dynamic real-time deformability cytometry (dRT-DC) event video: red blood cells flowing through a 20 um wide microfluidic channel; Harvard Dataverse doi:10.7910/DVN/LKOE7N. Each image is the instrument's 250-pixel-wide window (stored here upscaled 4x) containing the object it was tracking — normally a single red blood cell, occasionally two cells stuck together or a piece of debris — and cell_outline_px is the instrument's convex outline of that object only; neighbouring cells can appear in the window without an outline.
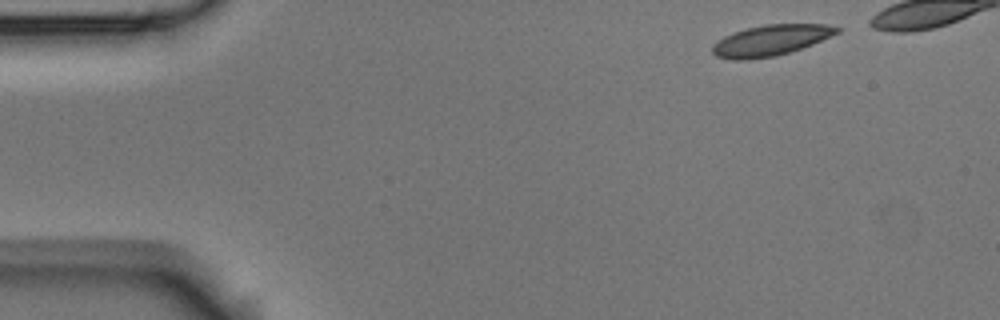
{"species": "Egyptian fruit bat (a non-hibernating species)", "species_latin": "Rousettus aegyptiacus", "temperature_condition": "room temperature", "stored_images_in_passage": 8, "camera_frame_rate_fps": 3000, "um_per_image_px": 0.085, "animal": {"sex": "male"}, "frame": {"image": 1, "passage_image": 1, "time_ms": 0.0, "image_size_px": [1000, 320], "cell_outline_px": [[840, 32], [812, 44], [776, 56], [748, 60], [732, 60], [716, 56], [712, 52], [712, 44], [724, 36], [748, 28], [764, 24], [824, 24], [840, 28]], "centroid_in_image_um": [65.48, 3.44], "position_along_channel_um": 19.5, "area_um2": 22.2}}
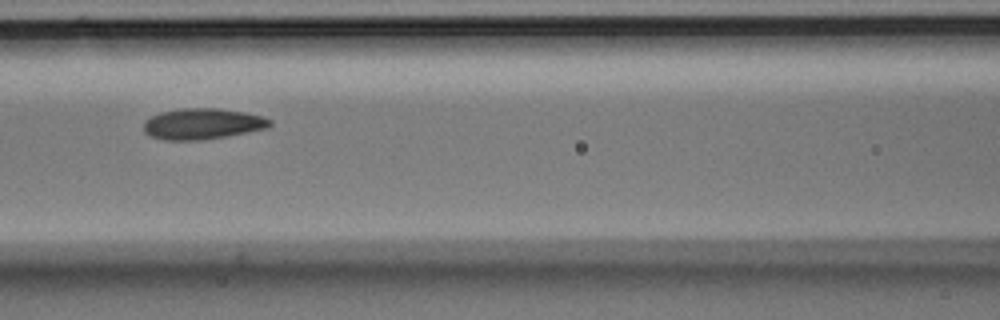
{"frame": {"image": 2, "passage_image": 6, "time_ms": 1.667, "image_size_px": [1000, 320], "cell_outline_px": [[272, 124], [268, 128], [228, 136], [200, 140], [164, 140], [152, 136], [144, 132], [144, 120], [160, 112], [180, 108], [220, 108], [244, 112], [264, 116], [272, 120]], "centroid_in_image_um": [17.24, 10.52], "position_along_channel_um": 149.4, "area_um2": 22.95}}
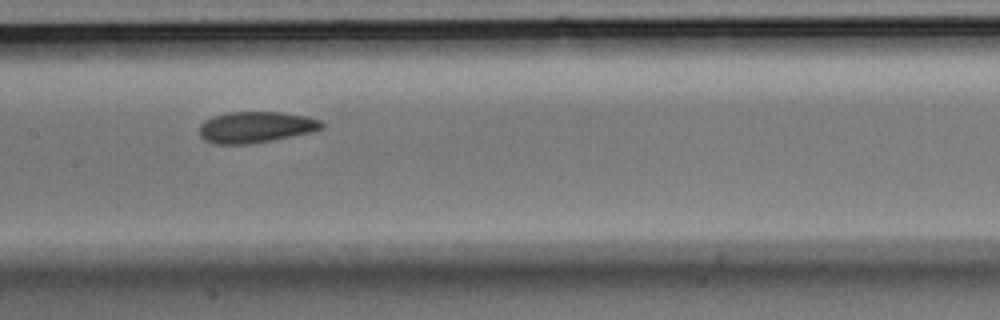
{"frame": {"image": 3, "passage_image": 7, "time_ms": 2.0, "image_size_px": [1000, 320], "cell_outline_px": [[324, 128], [312, 132], [272, 140], [248, 144], [212, 144], [204, 140], [200, 136], [200, 124], [204, 120], [212, 116], [228, 112], [280, 112], [308, 116], [320, 120], [324, 124]], "centroid_in_image_um": [21.73, 10.8], "position_along_channel_um": 185.7, "area_um2": 22.43}}